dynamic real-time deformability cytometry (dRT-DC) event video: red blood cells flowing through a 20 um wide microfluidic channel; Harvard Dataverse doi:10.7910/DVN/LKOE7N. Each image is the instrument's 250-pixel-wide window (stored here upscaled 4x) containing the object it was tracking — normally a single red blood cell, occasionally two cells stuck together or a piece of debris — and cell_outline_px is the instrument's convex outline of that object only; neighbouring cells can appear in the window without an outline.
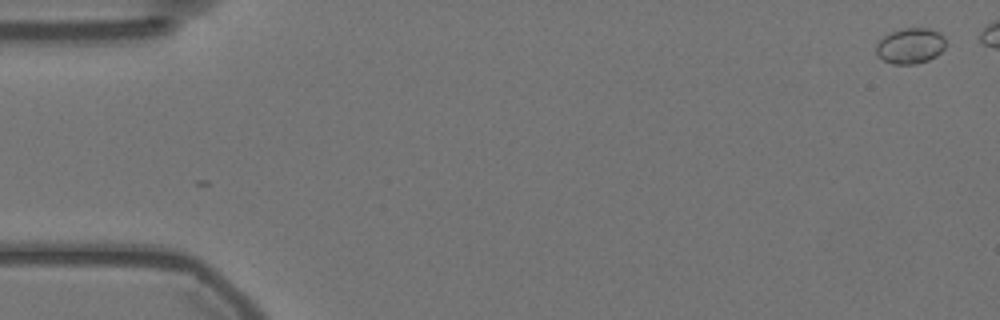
{"species": "Egyptian fruit bat (a non-hibernating species)", "species_latin": "Rousettus aegyptiacus", "temperature_condition": "warm", "stored_images_in_passage": 3, "camera_frame_rate_fps": 3000, "um_per_image_px": 0.085, "animal": {"sex": "female"}, "frame": {"image": 1, "passage_image": 3, "time_ms": 0.667, "image_size_px": [1000, 320], "cell_outline_px": [[944, 48], [936, 56], [928, 60], [916, 64], [892, 64], [884, 60], [876, 52], [876, 44], [884, 36], [900, 28], [928, 28], [940, 32], [944, 36]], "centroid_in_image_um": [77.39, 3.89], "position_along_channel_um": 7.6, "area_um2": 14.39}}